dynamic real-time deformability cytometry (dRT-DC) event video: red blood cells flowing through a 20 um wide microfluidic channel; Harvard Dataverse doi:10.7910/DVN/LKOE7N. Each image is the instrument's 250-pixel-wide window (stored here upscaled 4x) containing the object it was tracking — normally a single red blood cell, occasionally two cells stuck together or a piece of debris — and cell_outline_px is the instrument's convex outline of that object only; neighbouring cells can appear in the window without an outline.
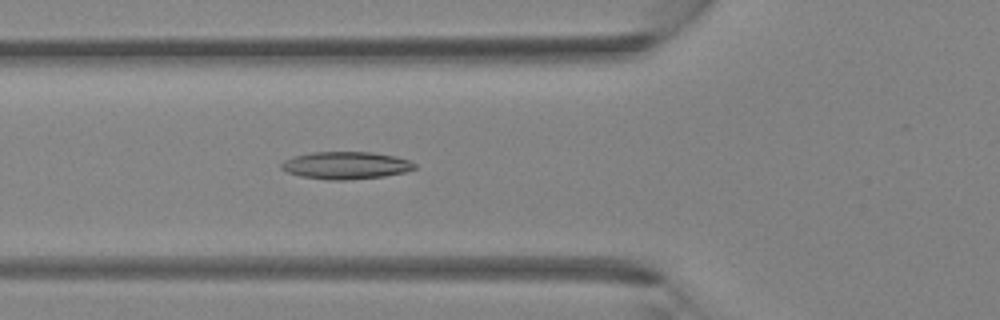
{"species": "Egyptian fruit bat (a non-hibernating species)", "species_latin": "Rousettus aegyptiacus", "temperature_condition": "room temperature", "stored_images_in_passage": 30, "camera_frame_rate_fps": 3000, "um_per_image_px": 0.085, "animal": {"sex": "female"}, "frame": {"image": 1, "passage_image": 6, "time_ms": 1.667, "image_size_px": [1000, 320], "cell_outline_px": [[416, 168], [404, 172], [384, 176], [348, 180], [328, 180], [300, 176], [288, 172], [280, 168], [280, 164], [284, 160], [296, 156], [316, 152], [372, 152], [396, 156], [408, 160], [416, 164]], "centroid_in_image_um": [29.41, 14.06], "position_along_channel_um": 96.4, "area_um2": 21.21}}
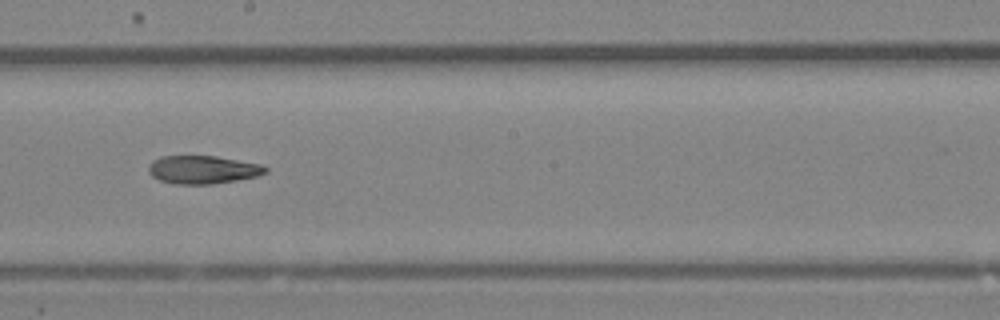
{"frame": {"image": 2, "passage_image": 14, "time_ms": 4.333, "image_size_px": [1000, 320], "cell_outline_px": [[268, 172], [256, 176], [236, 180], [212, 184], [172, 184], [160, 180], [152, 176], [148, 172], [148, 164], [152, 160], [160, 156], [216, 156], [260, 164], [268, 168]], "centroid_in_image_um": [17.2, 14.42], "position_along_channel_um": 231.0, "area_um2": 19.25}}
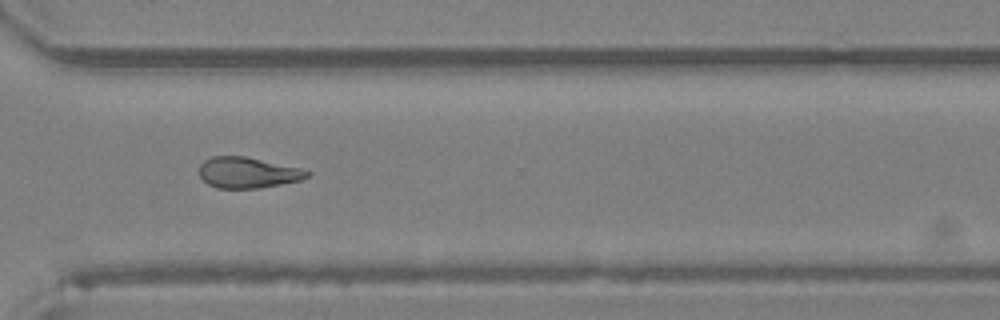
{"frame": {"image": 3, "passage_image": 21, "time_ms": 6.667, "image_size_px": [1000, 320], "cell_outline_px": [[312, 172], [308, 176], [300, 180], [260, 188], [216, 188], [208, 184], [200, 176], [200, 164], [204, 160], [212, 156], [244, 156], [300, 168]], "centroid_in_image_um": [21.04, 14.67], "position_along_channel_um": 349.6, "area_um2": 19.25}}